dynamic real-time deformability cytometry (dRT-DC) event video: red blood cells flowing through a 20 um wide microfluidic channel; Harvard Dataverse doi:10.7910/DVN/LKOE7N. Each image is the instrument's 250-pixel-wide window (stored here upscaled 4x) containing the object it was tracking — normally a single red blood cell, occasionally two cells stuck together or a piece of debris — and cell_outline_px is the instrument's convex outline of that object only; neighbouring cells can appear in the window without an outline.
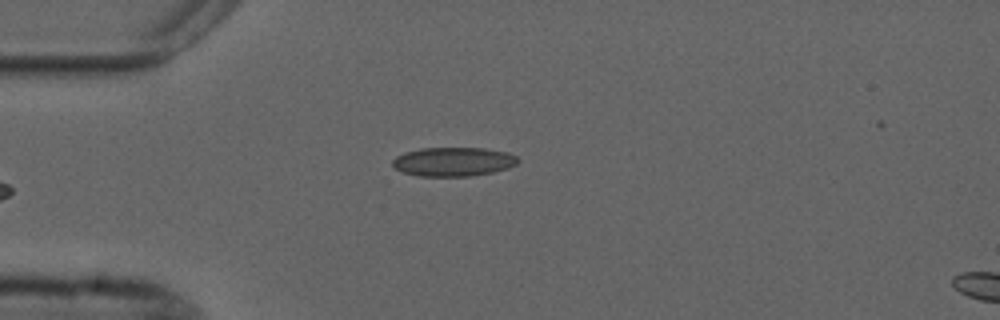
{"species": "common noctule bat (a hibernating species)", "species_latin": "Nyctalus noctula", "temperature_condition": "cold", "stored_images_in_passage": 5, "camera_frame_rate_fps": 3000, "um_per_image_px": 0.085, "animal": {"sex": "male", "forearm_length_mm": 52.5}, "frame": {"image": 1, "passage_image": 5, "time_ms": 4.667, "image_size_px": [1000, 320], "cell_outline_px": [[520, 160], [516, 164], [508, 168], [492, 172], [468, 176], [416, 176], [404, 172], [396, 168], [392, 164], [392, 160], [396, 156], [404, 152], [420, 148], [484, 148], [508, 152], [516, 156]], "centroid_in_image_um": [38.53, 13.74], "position_along_channel_um": 46.5, "area_um2": 21.21}}